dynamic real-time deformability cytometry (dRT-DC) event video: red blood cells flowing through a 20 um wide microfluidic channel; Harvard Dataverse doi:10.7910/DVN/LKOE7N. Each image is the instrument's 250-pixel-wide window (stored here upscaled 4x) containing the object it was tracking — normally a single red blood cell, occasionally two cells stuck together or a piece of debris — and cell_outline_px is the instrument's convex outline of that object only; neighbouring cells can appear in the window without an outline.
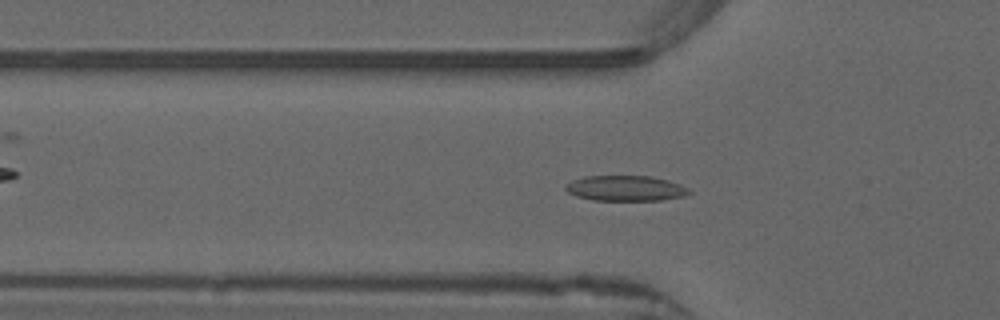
{"species": "common noctule bat (a hibernating species)", "species_latin": "Nyctalus noctula", "temperature_condition": "warm", "stored_images_in_passage": 52, "camera_frame_rate_fps": 3000, "um_per_image_px": 0.085, "animal": {"sex": "male", "forearm_length_mm": 52.5}, "frame": {"image": 1, "passage_image": 17, "time_ms": 5.333, "image_size_px": [1000, 320], "cell_outline_px": [[692, 192], [684, 196], [660, 200], [592, 200], [576, 196], [568, 192], [564, 188], [572, 180], [584, 176], [652, 176], [668, 180], [680, 184], [688, 188]], "centroid_in_image_um": [53.18, 16.0], "position_along_channel_um": 72.6, "area_um2": 18.26}}
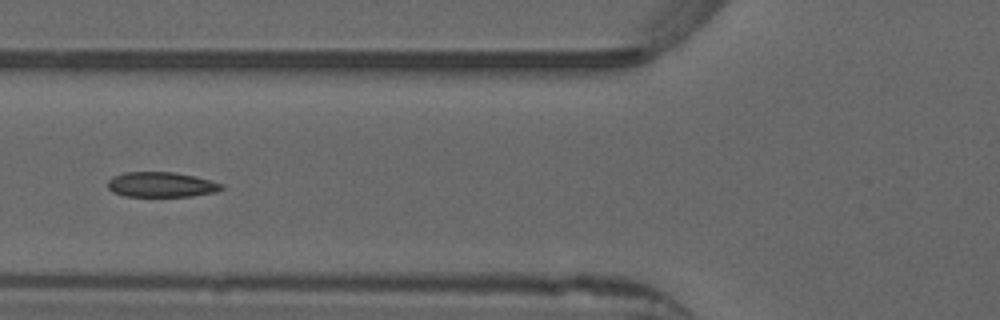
{"frame": {"image": 2, "passage_image": 20, "time_ms": 6.333, "image_size_px": [1000, 320], "cell_outline_px": [[224, 188], [216, 192], [192, 196], [124, 196], [112, 192], [108, 188], [108, 180], [112, 176], [124, 172], [176, 172], [196, 176], [224, 184]], "centroid_in_image_um": [13.71, 15.68], "position_along_channel_um": 112.1, "area_um2": 16.82}}
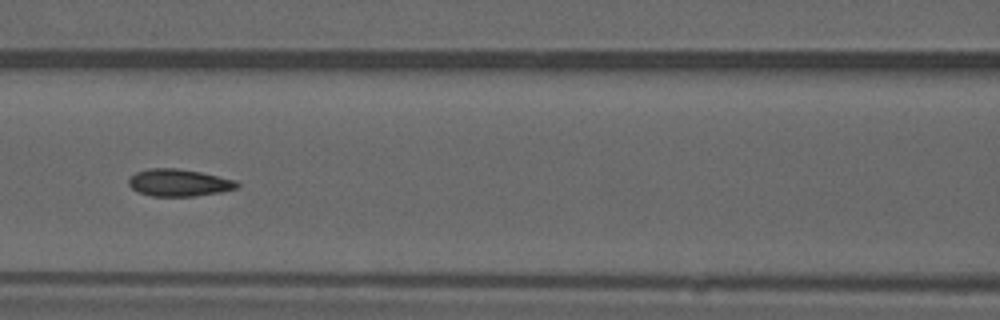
{"frame": {"image": 3, "passage_image": 23, "time_ms": 7.333, "image_size_px": [1000, 320], "cell_outline_px": [[240, 184], [236, 188], [220, 192], [196, 196], [152, 196], [140, 192], [132, 188], [128, 184], [128, 180], [136, 172], [148, 168], [176, 168], [200, 172], [236, 180]], "centroid_in_image_um": [15.21, 15.52], "position_along_channel_um": 151.4, "area_um2": 17.05}, "authors_computed_cell_mechanics": {"area_um2": 17.051, "velocity_mm_per_s": 3.8988, "shape_relaxation_time_tau1_ms": null, "shape_relaxation_time_tau2_ms": 1.7072, "deformation_change_tau1": null, "deformation_change_tau2": 0.079}}